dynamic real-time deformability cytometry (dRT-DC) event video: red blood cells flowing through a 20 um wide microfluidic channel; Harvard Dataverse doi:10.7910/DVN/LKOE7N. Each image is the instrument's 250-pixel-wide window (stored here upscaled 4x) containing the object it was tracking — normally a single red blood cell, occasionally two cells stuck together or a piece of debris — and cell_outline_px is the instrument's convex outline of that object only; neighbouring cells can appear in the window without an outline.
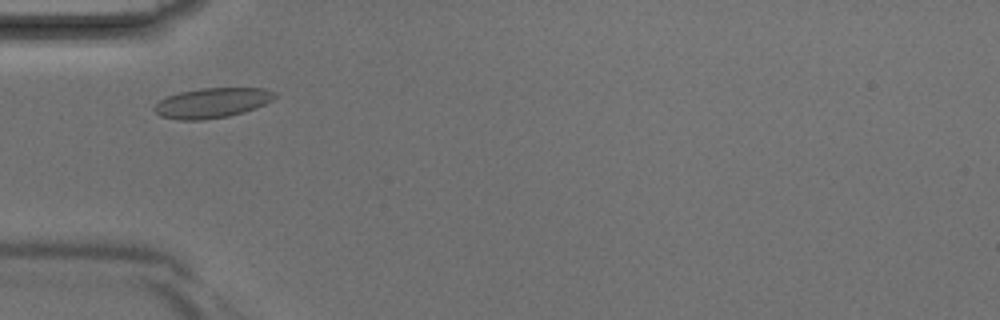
{"species": "Egyptian fruit bat (a non-hibernating species)", "species_latin": "Rousettus aegyptiacus", "temperature_condition": "room temperature", "stored_images_in_passage": 2, "camera_frame_rate_fps": 3000, "um_per_image_px": 0.085, "animal": {"sex": "male"}, "frame": {"image": 1, "passage_image": 1, "time_ms": 0.0, "image_size_px": [1000, 320], "cell_outline_px": [[280, 96], [256, 108], [244, 112], [228, 116], [200, 120], [180, 120], [160, 116], [152, 108], [160, 100], [168, 96], [180, 92], [200, 88], [264, 88], [276, 92]], "centroid_in_image_um": [18.06, 8.74], "position_along_channel_um": 66.9, "area_um2": 21.1}}